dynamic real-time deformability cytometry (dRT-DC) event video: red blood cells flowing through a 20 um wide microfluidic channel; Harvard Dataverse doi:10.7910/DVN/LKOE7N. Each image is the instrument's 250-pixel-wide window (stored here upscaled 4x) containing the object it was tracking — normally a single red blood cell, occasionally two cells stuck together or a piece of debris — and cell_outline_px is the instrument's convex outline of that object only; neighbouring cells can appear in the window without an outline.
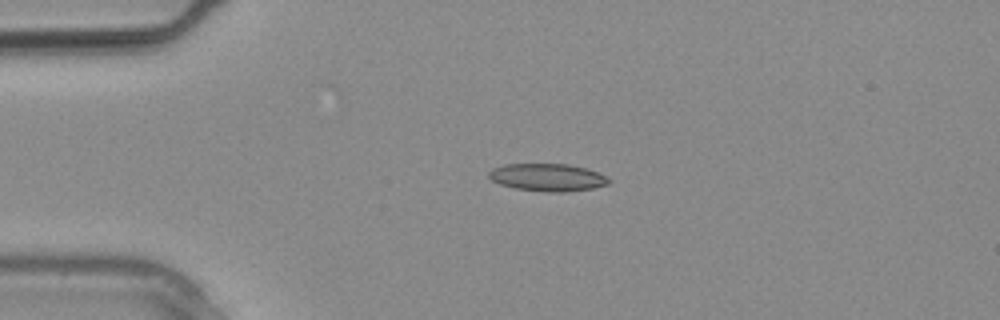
{"species": "common noctule bat (a hibernating species)", "species_latin": "Nyctalus noctula", "temperature_condition": "warm", "stored_images_in_passage": 3, "camera_frame_rate_fps": 3000, "um_per_image_px": 0.085, "animal": {"sex": "male", "body_mass_g": 20.4}, "frame": {"image": 1, "passage_image": 2, "time_ms": 0.333, "image_size_px": [1000, 320], "cell_outline_px": [[612, 180], [608, 184], [592, 188], [568, 192], [544, 192], [516, 188], [500, 184], [492, 180], [488, 176], [488, 172], [492, 168], [504, 164], [568, 164], [588, 168]], "centroid_in_image_um": [46.53, 15.07], "position_along_channel_um": 38.5, "area_um2": 19.31}}
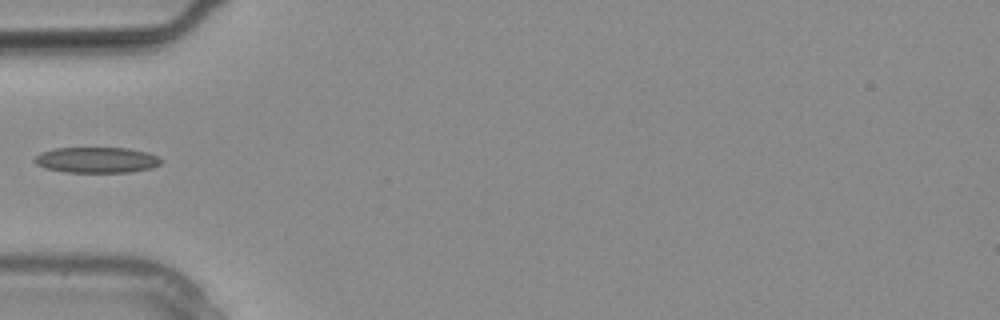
{"frame": {"image": 2, "passage_image": 3, "time_ms": 0.667, "image_size_px": [1000, 320], "cell_outline_px": [[164, 160], [160, 164], [152, 168], [128, 172], [64, 172], [44, 168], [36, 164], [32, 160], [40, 152], [56, 148], [128, 148], [148, 152]], "centroid_in_image_um": [8.2, 13.6], "position_along_channel_um": 76.8, "area_um2": 19.07}}